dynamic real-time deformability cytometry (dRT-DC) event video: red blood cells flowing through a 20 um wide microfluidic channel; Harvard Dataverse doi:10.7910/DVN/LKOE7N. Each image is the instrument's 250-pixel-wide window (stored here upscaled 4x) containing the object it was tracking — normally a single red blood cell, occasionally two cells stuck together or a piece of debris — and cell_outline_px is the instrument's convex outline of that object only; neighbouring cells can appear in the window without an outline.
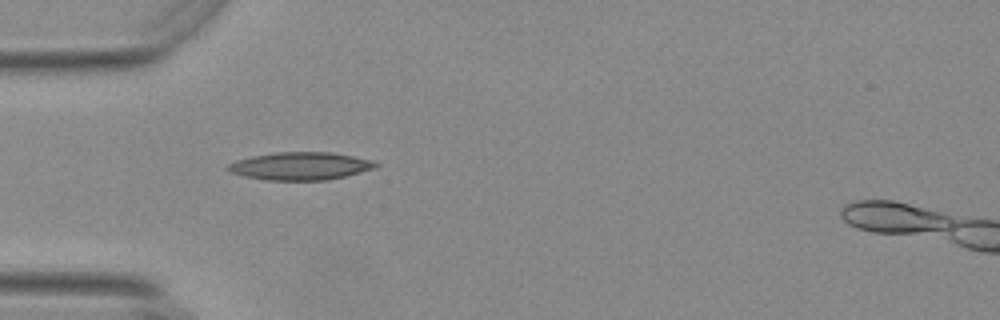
{"species": "Egyptian fruit bat (a non-hibernating species)", "species_latin": "Rousettus aegyptiacus", "temperature_condition": "warm", "stored_images_in_passage": 29, "camera_frame_rate_fps": 3000, "um_per_image_px": 0.085, "animal": {"sex": "female"}, "frame": {"image": 1, "passage_image": 1, "time_ms": 0.0, "image_size_px": [1000, 320], "cell_outline_px": [[380, 164], [376, 168], [328, 180], [268, 180], [244, 176], [228, 172], [224, 168], [228, 164], [236, 160], [252, 156], [276, 152], [332, 152], [372, 160]], "centroid_in_image_um": [25.5, 14.11], "position_along_channel_um": 59.5, "area_um2": 23.99}}
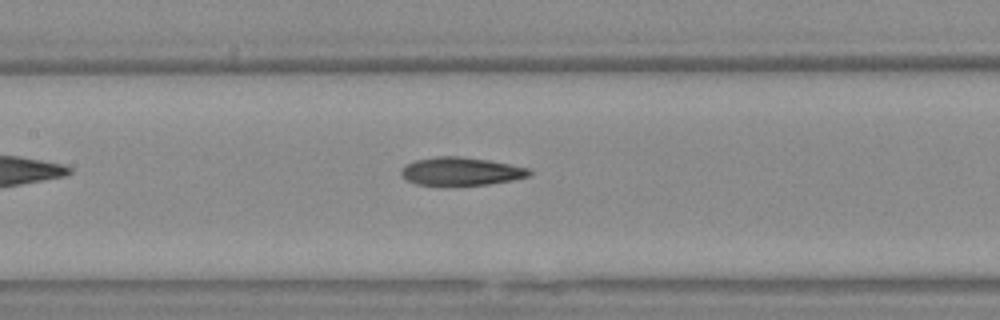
{"frame": {"image": 2, "passage_image": 10, "time_ms": 3.0, "image_size_px": [1000, 320], "cell_outline_px": [[532, 172], [528, 176], [512, 180], [488, 184], [440, 188], [416, 184], [400, 176], [400, 168], [404, 164], [416, 160], [436, 156], [460, 156], [488, 160], [532, 168]], "centroid_in_image_um": [39.12, 14.6], "position_along_channel_um": 168.3, "area_um2": 21.91}}
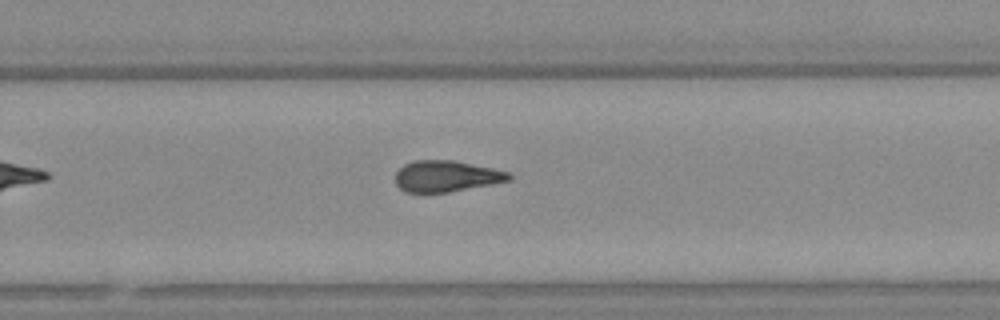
{"frame": {"image": 3, "passage_image": 20, "time_ms": 6.333, "image_size_px": [1000, 320], "cell_outline_px": [[512, 180], [448, 192], [404, 192], [396, 184], [396, 172], [404, 164], [416, 160], [452, 160], [492, 168], [508, 172], [512, 176]], "centroid_in_image_um": [37.92, 14.97], "position_along_channel_um": 291.9, "area_um2": 20.46}, "authors_computed_cell_mechanics": {"area_um2": 21.386, "velocity_mm_per_s": 3.7251, "shape_relaxation_time_tau1_ms": 7.3371, "shape_relaxation_time_tau2_ms": 3.4125, "deformation_change_tau1": 0.2258, "deformation_change_tau2": 0.133}}